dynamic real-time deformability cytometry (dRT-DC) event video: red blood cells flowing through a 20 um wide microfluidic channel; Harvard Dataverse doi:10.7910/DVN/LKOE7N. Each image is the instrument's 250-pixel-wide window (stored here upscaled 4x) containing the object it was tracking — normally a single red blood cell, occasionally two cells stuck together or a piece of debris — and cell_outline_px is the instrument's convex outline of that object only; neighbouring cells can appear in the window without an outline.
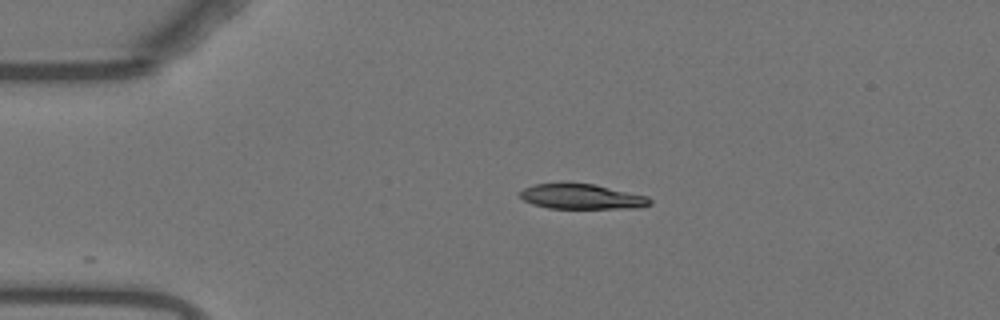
{"species": "Egyptian fruit bat (a non-hibernating species)", "species_latin": "Rousettus aegyptiacus", "temperature_condition": "warm", "stored_images_in_passage": 16, "camera_frame_rate_fps": 3000, "um_per_image_px": 0.085, "animal": {"sex": "female"}, "frame": {"image": 1, "passage_image": 1, "time_ms": 0.0, "image_size_px": [1000, 320], "cell_outline_px": [[652, 204], [640, 208], [548, 208], [532, 204], [524, 200], [520, 196], [520, 192], [524, 188], [532, 184], [564, 180], [592, 184], [648, 196], [652, 200]], "centroid_in_image_um": [49.4, 16.67], "position_along_channel_um": 35.6, "area_um2": 19.59}}
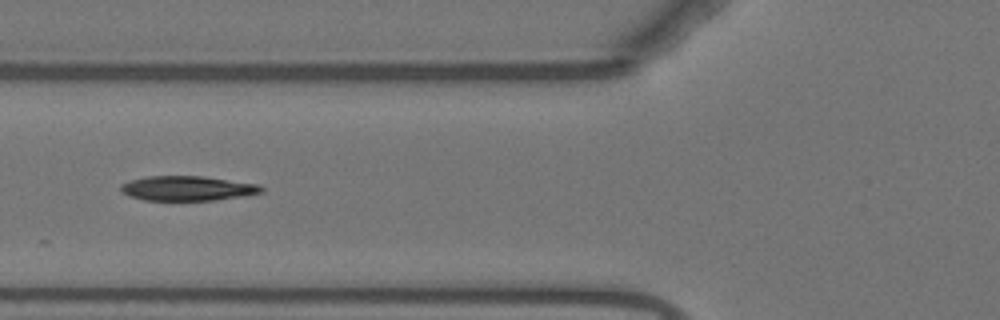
{"frame": {"image": 2, "passage_image": 10, "time_ms": 3.0, "image_size_px": [1000, 320], "cell_outline_px": [[264, 192], [244, 196], [216, 200], [144, 200], [128, 196], [120, 192], [120, 184], [132, 180], [148, 176], [204, 176], [260, 184], [264, 188]], "centroid_in_image_um": [15.96, 16.01], "position_along_channel_um": 109.8, "area_um2": 20.46}}
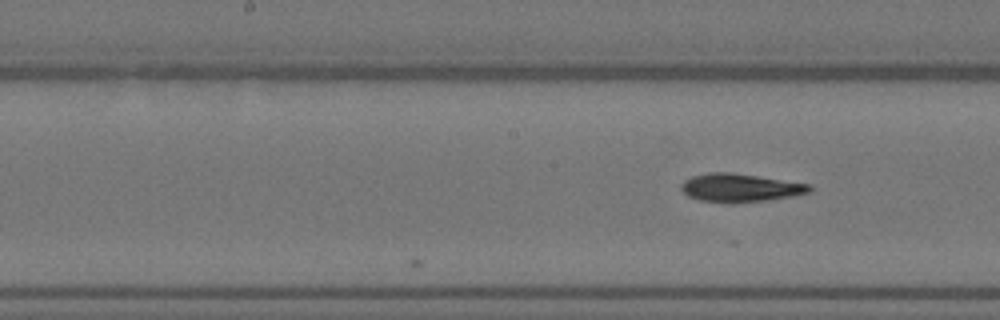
{"frame": {"image": 3, "passage_image": 16, "time_ms": 5.0, "image_size_px": [1000, 320], "cell_outline_px": [[812, 188], [808, 192], [792, 196], [764, 200], [732, 204], [700, 200], [688, 196], [680, 188], [680, 184], [684, 180], [692, 176], [708, 172], [728, 172], [812, 184]], "centroid_in_image_um": [62.87, 15.96], "position_along_channel_um": 185.3, "area_um2": 21.1}}